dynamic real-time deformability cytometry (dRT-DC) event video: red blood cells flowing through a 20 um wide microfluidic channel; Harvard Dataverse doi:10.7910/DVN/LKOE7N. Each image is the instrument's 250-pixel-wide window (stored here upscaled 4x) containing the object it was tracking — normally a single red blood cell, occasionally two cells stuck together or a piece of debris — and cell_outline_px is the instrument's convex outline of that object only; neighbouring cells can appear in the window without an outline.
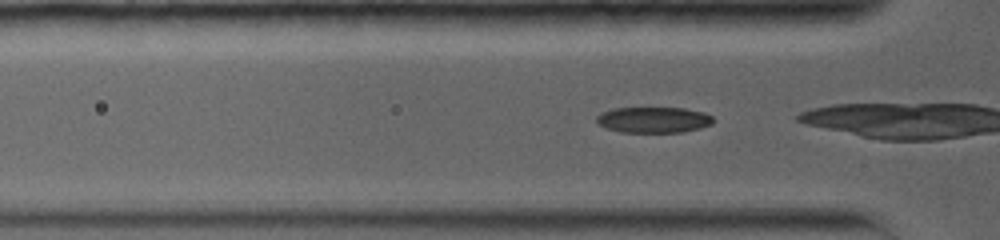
{"species": "common noctule bat (a hibernating species)", "species_latin": "Nyctalus noctula", "temperature_condition": "warm", "stored_images_in_passage": 8, "camera_frame_rate_fps": 5000, "um_per_image_px": 0.085, "animal": {"sex": "female", "body_mass_g": 19.0, "forearm_length_mm": 56.7}, "frame": {"image": 1, "passage_image": 2, "time_ms": 0.4, "image_size_px": [1000, 240], "cell_outline_px": [[712, 124], [700, 128], [684, 132], [620, 132], [608, 128], [600, 124], [596, 120], [596, 116], [600, 112], [612, 108], [684, 108], [704, 112], [712, 116]], "centroid_in_image_um": [55.55, 10.18], "position_along_channel_um": 70.3, "area_um2": 17.57}}
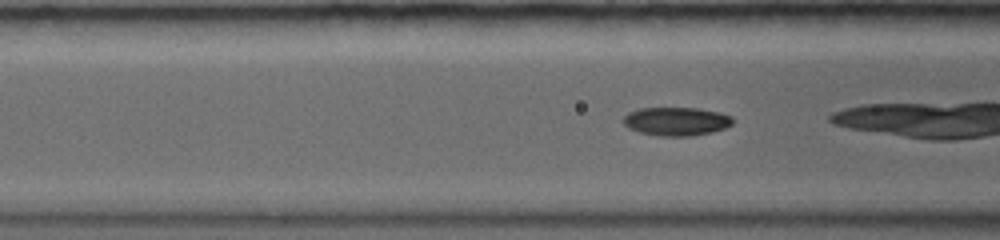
{"frame": {"image": 2, "passage_image": 6, "time_ms": 1.4, "image_size_px": [1000, 240], "cell_outline_px": [[732, 124], [724, 128], [712, 132], [692, 136], [660, 136], [640, 132], [628, 128], [624, 124], [624, 116], [628, 112], [640, 108], [696, 108], [720, 112], [732, 116]], "centroid_in_image_um": [57.49, 10.31], "position_along_channel_um": 109.1, "area_um2": 18.15}}